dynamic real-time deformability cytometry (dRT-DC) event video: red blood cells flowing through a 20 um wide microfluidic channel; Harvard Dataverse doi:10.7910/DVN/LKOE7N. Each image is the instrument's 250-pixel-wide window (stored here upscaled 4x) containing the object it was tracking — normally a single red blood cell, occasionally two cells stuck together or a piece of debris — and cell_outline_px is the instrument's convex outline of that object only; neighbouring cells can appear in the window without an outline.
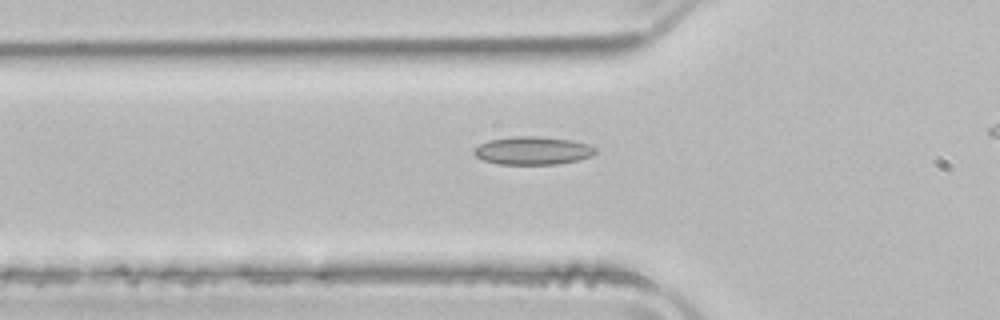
{"species": "common noctule bat (a hibernating species)", "species_latin": "Nyctalus noctula", "temperature_condition": "room temperature", "stored_images_in_passage": 35, "camera_frame_rate_fps": 3000, "um_per_image_px": 0.085, "animal": {"sex": "male", "body_mass_g": 21.5, "forearm_length_mm": 52.0}, "frame": {"image": 1, "passage_image": 8, "time_ms": 2.333, "image_size_px": [1000, 320], "cell_outline_px": [[596, 152], [592, 156], [576, 160], [556, 164], [496, 164], [484, 160], [476, 156], [472, 152], [480, 144], [488, 140], [516, 136], [536, 136], [572, 140], [588, 144], [596, 148]], "centroid_in_image_um": [45.28, 12.8], "position_along_channel_um": 80.5, "area_um2": 19.77}}
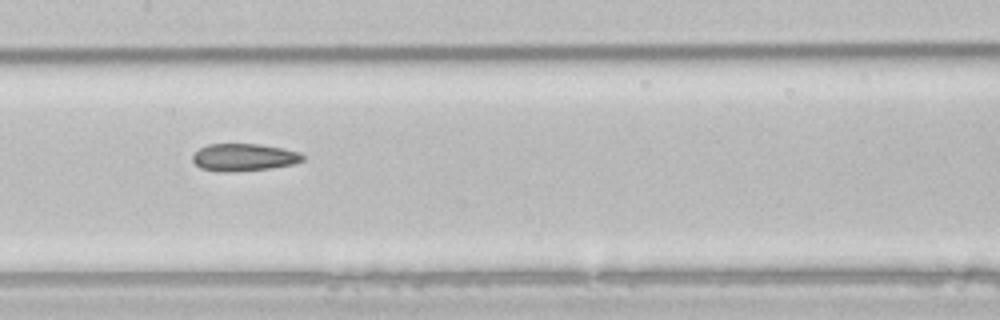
{"frame": {"image": 2, "passage_image": 16, "time_ms": 5.0, "image_size_px": [1000, 320], "cell_outline_px": [[304, 160], [292, 164], [268, 168], [200, 168], [192, 160], [192, 156], [200, 148], [208, 144], [260, 144], [300, 152], [304, 156]], "centroid_in_image_um": [20.78, 13.3], "position_along_channel_um": 186.6, "area_um2": 16.3}}
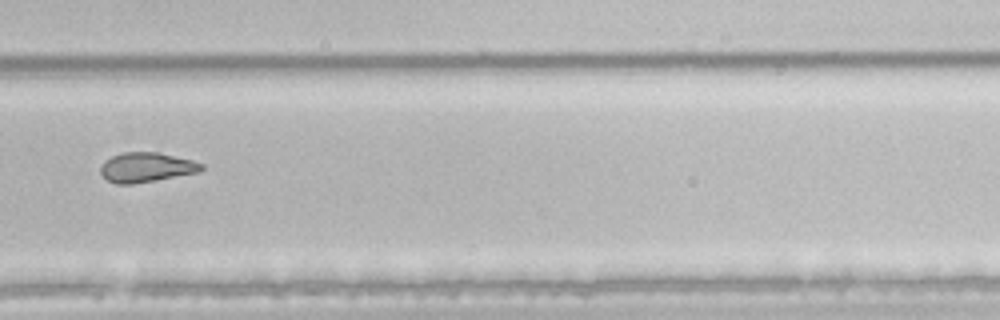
{"frame": {"image": 3, "passage_image": 26, "time_ms": 8.333, "image_size_px": [1000, 320], "cell_outline_px": [[204, 168], [196, 172], [132, 184], [116, 184], [108, 180], [100, 172], [100, 168], [104, 160], [112, 156], [124, 152], [156, 152], [192, 160], [204, 164]], "centroid_in_image_um": [12.4, 14.21], "position_along_channel_um": 317.4, "area_um2": 17.11}, "authors_computed_cell_mechanics": {"area_um2": 18.207, "velocity_mm_per_s": 3.9446, "shape_relaxation_time_tau1_ms": null, "shape_relaxation_time_tau2_ms": 4.9114, "deformation_change_tau1": null, "deformation_change_tau2": 0.1269}}